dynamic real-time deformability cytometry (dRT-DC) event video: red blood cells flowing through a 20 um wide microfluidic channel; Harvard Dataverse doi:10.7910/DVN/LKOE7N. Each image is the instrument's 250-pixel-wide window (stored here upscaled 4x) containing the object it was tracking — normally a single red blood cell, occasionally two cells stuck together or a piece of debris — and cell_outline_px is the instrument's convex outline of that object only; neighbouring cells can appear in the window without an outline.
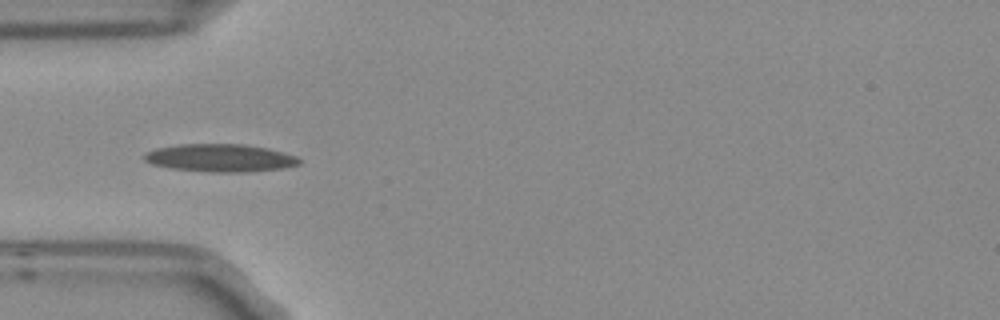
{"species": "Egyptian fruit bat (a non-hibernating species)", "species_latin": "Rousettus aegyptiacus", "temperature_condition": "room temperature", "stored_images_in_passage": 7, "camera_frame_rate_fps": 3000, "um_per_image_px": 0.085, "frame": {"image": 1, "passage_image": 3, "time_ms": 0.667, "image_size_px": [1000, 320], "cell_outline_px": [[300, 164], [284, 168], [244, 172], [212, 172], [172, 168], [152, 164], [144, 160], [144, 156], [148, 152], [156, 148], [180, 144], [244, 144], [268, 148], [296, 156], [300, 160]], "centroid_in_image_um": [18.74, 13.42], "position_along_channel_um": 66.3, "area_um2": 24.91}}
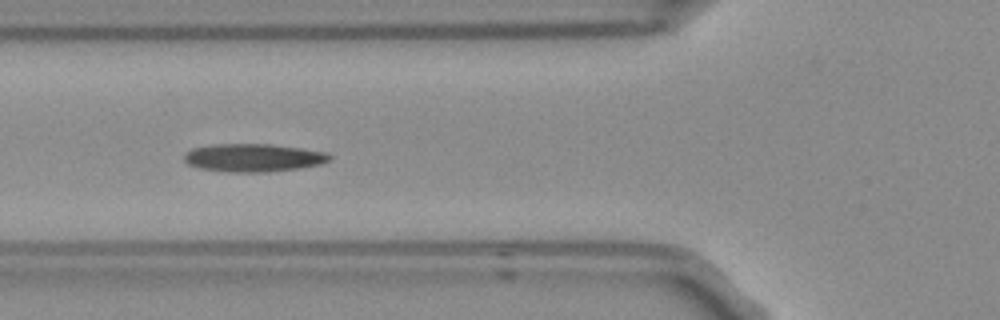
{"frame": {"image": 2, "passage_image": 4, "time_ms": 1.0, "image_size_px": [1000, 320], "cell_outline_px": [[332, 156], [328, 160], [320, 164], [300, 168], [268, 172], [228, 172], [200, 168], [188, 164], [184, 160], [184, 156], [192, 148], [216, 144], [268, 144], [300, 148], [324, 152]], "centroid_in_image_um": [21.52, 13.41], "position_along_channel_um": 104.3, "area_um2": 23.52}}